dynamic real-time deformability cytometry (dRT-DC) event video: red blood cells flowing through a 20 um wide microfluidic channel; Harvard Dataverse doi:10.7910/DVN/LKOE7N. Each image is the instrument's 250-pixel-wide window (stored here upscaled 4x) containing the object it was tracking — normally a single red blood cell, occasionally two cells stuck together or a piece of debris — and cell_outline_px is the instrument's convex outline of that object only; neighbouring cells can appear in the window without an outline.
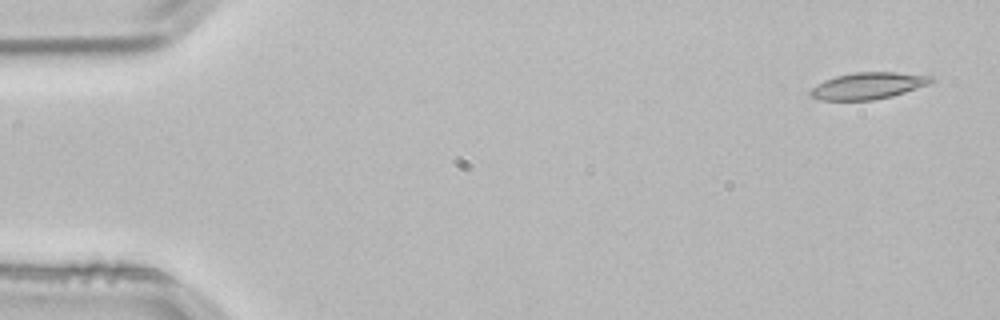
{"species": "common noctule bat (a hibernating species)", "species_latin": "Nyctalus noctula", "temperature_condition": "room temperature", "stored_images_in_passage": 4, "camera_frame_rate_fps": 3000, "um_per_image_px": 0.085, "animal": {"sex": "male", "body_mass_g": 21.5, "forearm_length_mm": 52.0}, "frame": {"image": 1, "passage_image": 1, "time_ms": 0.0, "image_size_px": [1000, 320], "cell_outline_px": [[936, 80], [928, 84], [892, 96], [872, 100], [820, 100], [812, 96], [808, 92], [812, 88], [824, 80], [836, 76], [856, 72], [896, 72], [932, 76]], "centroid_in_image_um": [73.79, 7.28], "position_along_channel_um": 11.2, "area_um2": 18.61}}